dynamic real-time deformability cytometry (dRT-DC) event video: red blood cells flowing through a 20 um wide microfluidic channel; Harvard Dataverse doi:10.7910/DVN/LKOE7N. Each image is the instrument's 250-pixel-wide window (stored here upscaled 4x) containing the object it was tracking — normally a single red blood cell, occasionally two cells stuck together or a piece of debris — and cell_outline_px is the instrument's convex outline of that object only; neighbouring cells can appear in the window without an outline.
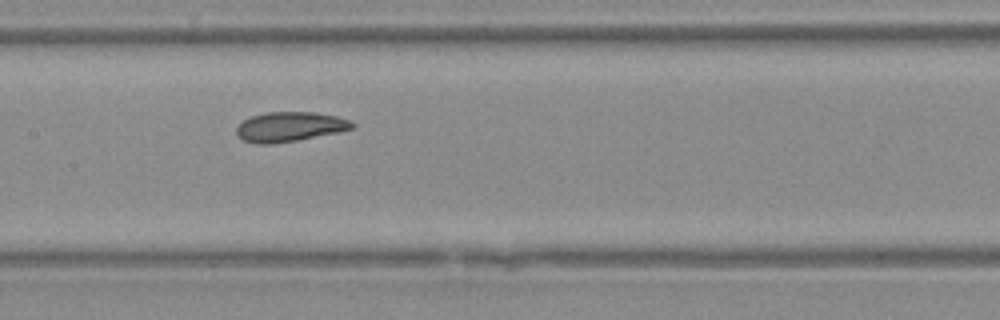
{"species": "Egyptian fruit bat (a non-hibernating species)", "species_latin": "Rousettus aegyptiacus", "temperature_condition": "warm", "stored_images_in_passage": 6, "camera_frame_rate_fps": 3000, "um_per_image_px": 0.085, "animal": {"sex": "female"}, "frame": {"image": 1, "passage_image": 5, "time_ms": 1.333, "image_size_px": [1000, 320], "cell_outline_px": [[356, 128], [340, 132], [296, 140], [272, 144], [256, 144], [244, 140], [236, 136], [236, 128], [244, 120], [252, 116], [268, 112], [312, 112], [336, 116], [348, 120], [356, 124]], "centroid_in_image_um": [24.64, 10.78], "position_along_channel_um": 182.8, "area_um2": 20.0}}